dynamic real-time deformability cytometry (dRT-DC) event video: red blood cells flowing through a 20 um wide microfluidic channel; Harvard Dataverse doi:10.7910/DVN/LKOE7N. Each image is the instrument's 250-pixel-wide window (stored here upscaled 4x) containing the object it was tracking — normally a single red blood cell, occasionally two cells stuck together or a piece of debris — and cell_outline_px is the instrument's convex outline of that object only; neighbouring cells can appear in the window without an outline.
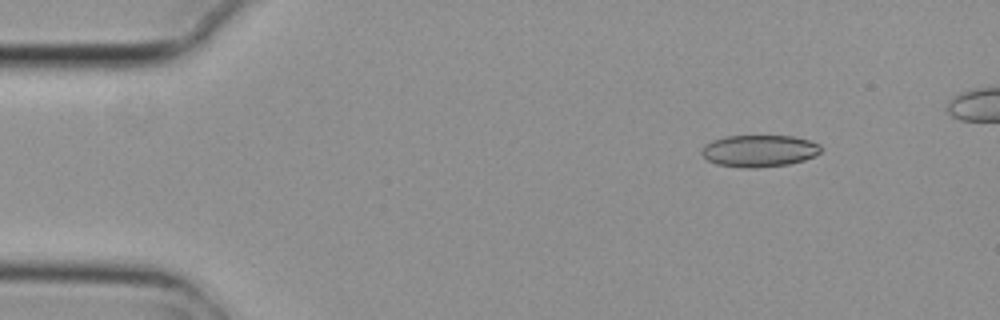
{"species": "common noctule bat (a hibernating species)", "species_latin": "Nyctalus noctula", "temperature_condition": "cold", "stored_images_in_passage": 5, "camera_frame_rate_fps": 3000, "um_per_image_px": 0.085, "animal": {"sex": "female", "body_mass_g": 29.2, "forearm_length_mm": 56.3}, "frame": {"image": 1, "passage_image": 2, "time_ms": 0.333, "image_size_px": [1000, 320], "cell_outline_px": [[820, 152], [804, 160], [788, 164], [756, 168], [744, 168], [716, 164], [708, 160], [700, 152], [704, 144], [712, 140], [724, 136], [792, 136], [808, 140], [820, 144]], "centroid_in_image_um": [64.49, 12.82], "position_along_channel_um": 20.5, "area_um2": 22.14}}